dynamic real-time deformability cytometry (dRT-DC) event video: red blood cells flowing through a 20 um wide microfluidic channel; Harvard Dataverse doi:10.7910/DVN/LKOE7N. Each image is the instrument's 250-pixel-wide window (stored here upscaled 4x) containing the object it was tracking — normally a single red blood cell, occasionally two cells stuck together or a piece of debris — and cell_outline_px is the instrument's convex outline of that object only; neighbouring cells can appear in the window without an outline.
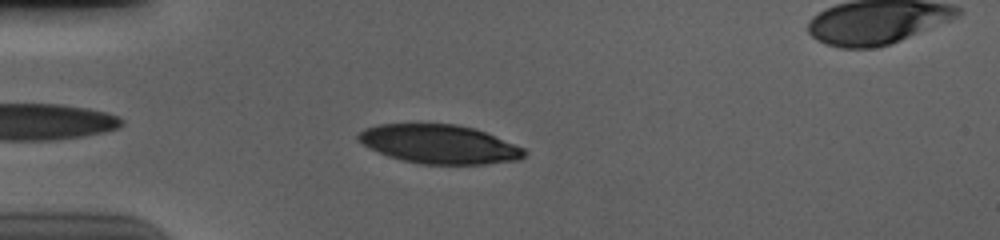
{"species": "human", "species_latin": "Homo sapiens", "temperature_condition": "cold", "stored_images_in_passage": 38, "camera_frame_rate_fps": 3000, "um_per_image_px": 0.085, "donor": {"sex": "male"}, "frame": {"image": 1, "passage_image": 4, "time_ms": 1.0, "image_size_px": [1000, 240], "cell_outline_px": [[528, 152], [520, 160], [488, 164], [420, 164], [388, 156], [368, 148], [356, 140], [356, 136], [364, 128], [376, 124], [456, 124], [476, 128], [524, 148]], "centroid_in_image_um": [37.33, 12.25], "position_along_channel_um": 47.7, "area_um2": 37.86}}
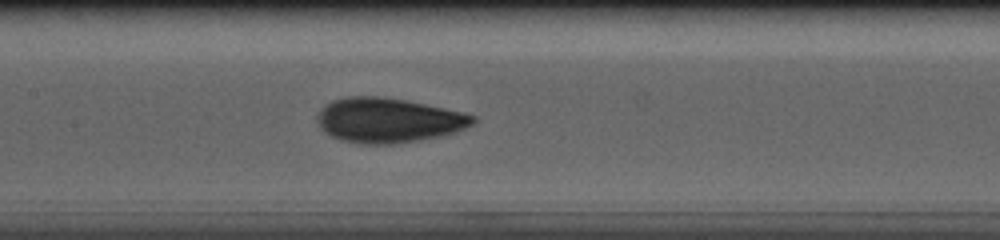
{"frame": {"image": 2, "passage_image": 16, "time_ms": 5.0, "image_size_px": [1000, 240], "cell_outline_px": [[476, 120], [472, 124], [464, 128], [440, 136], [420, 140], [392, 144], [360, 144], [340, 140], [324, 132], [316, 124], [316, 116], [324, 104], [332, 100], [348, 96], [376, 96], [404, 100], [464, 112], [476, 116]], "centroid_in_image_um": [32.94, 10.22], "position_along_channel_um": 174.5, "area_um2": 40.63}}
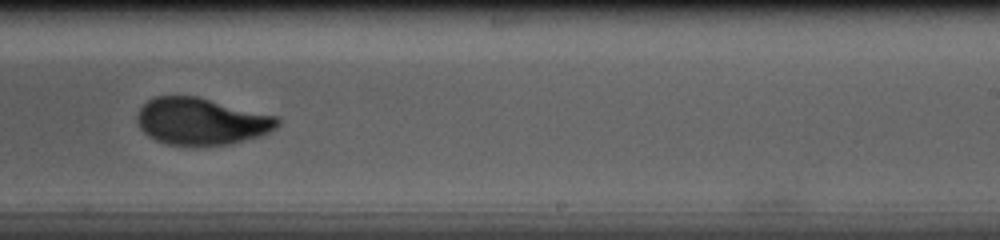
{"frame": {"image": 3, "passage_image": 24, "time_ms": 7.667, "image_size_px": [1000, 240], "cell_outline_px": [[280, 124], [276, 128], [260, 136], [232, 144], [192, 148], [164, 144], [148, 136], [140, 128], [136, 120], [136, 116], [140, 108], [148, 100], [156, 96], [196, 96], [280, 116]], "centroid_in_image_um": [17.13, 10.35], "position_along_channel_um": 271.9, "area_um2": 39.36}, "authors_computed_cell_mechanics": {"area_um2": 39.304, "velocity_mm_per_s": 3.6894, "shape_relaxation_time_tau1_ms": 3.8113, "shape_relaxation_time_tau2_ms": 1.102, "deformation_change_tau1": 0.1819, "deformation_change_tau2": 0.0561}}